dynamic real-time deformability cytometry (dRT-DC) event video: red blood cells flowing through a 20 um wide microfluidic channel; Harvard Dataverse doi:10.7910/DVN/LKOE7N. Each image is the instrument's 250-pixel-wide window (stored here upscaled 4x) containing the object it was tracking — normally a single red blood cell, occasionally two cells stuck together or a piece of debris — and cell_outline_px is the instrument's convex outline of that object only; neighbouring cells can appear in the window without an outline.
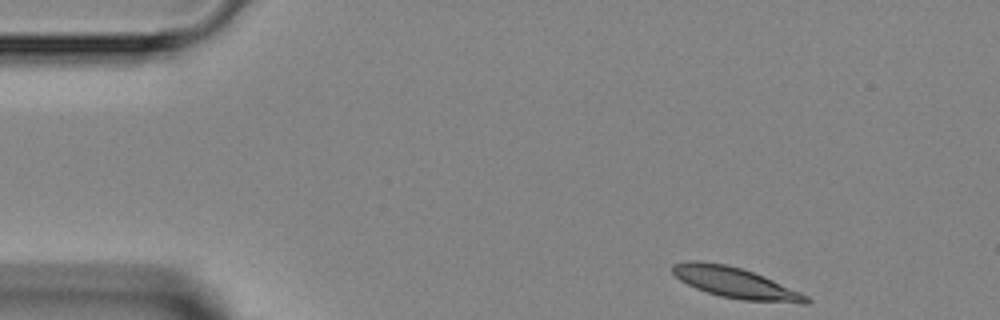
{"species": "Egyptian fruit bat (a non-hibernating species)", "species_latin": "Rousettus aegyptiacus", "temperature_condition": "room temperature", "stored_images_in_passage": 2, "camera_frame_rate_fps": 3000, "um_per_image_px": 0.085, "animal": {"sex": "female"}, "frame": {"image": 1, "passage_image": 1, "time_ms": 0.0, "image_size_px": [1000, 320], "cell_outline_px": [[812, 300], [808, 304], [800, 304], [744, 300], [720, 296], [696, 288], [680, 280], [672, 272], [672, 264], [688, 260], [700, 260], [728, 264], [764, 276], [800, 292], [808, 296]], "centroid_in_image_um": [62.52, 24.03], "position_along_channel_um": 22.5, "area_um2": 24.04}}